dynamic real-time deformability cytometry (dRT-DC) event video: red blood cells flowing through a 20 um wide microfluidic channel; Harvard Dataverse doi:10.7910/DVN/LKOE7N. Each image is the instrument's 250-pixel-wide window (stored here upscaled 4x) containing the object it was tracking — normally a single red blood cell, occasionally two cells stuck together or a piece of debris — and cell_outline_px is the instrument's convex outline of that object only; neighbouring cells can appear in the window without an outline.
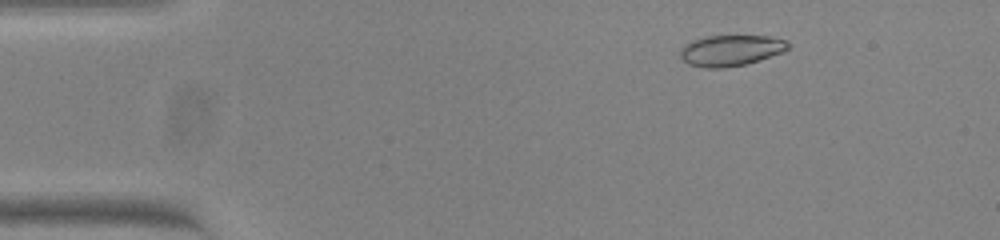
{"species": "common noctule bat (a hibernating species)", "species_latin": "Nyctalus noctula", "temperature_condition": "warm", "stored_images_in_passage": 54, "camera_frame_rate_fps": 3000, "um_per_image_px": 0.085, "animal": {"sex": "female", "body_mass_g": 23.0, "forearm_length_mm": 53.4}, "frame": {"image": 1, "passage_image": 8, "time_ms": 2.333, "image_size_px": [1000, 240], "cell_outline_px": [[792, 44], [784, 52], [744, 64], [720, 68], [708, 68], [688, 64], [680, 56], [680, 48], [692, 40], [704, 36], [768, 36], [788, 40]], "centroid_in_image_um": [62.14, 4.27], "position_along_channel_um": 22.9, "area_um2": 19.42}}
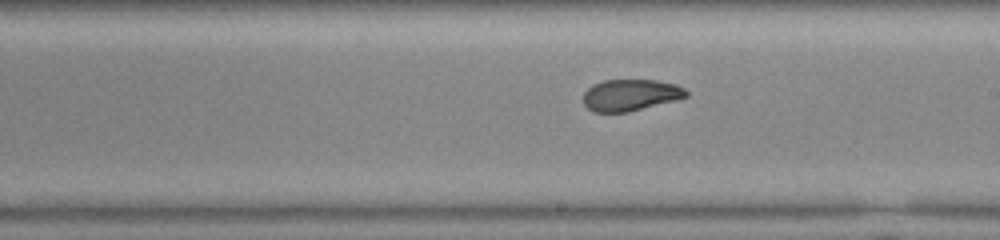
{"frame": {"image": 2, "passage_image": 31, "time_ms": 10.0, "image_size_px": [1000, 240], "cell_outline_px": [[688, 96], [676, 100], [628, 112], [592, 112], [584, 104], [584, 92], [592, 84], [604, 80], [656, 80], [676, 84], [684, 88], [688, 92]], "centroid_in_image_um": [53.59, 8.07], "position_along_channel_um": 235.4, "area_um2": 18.96}}
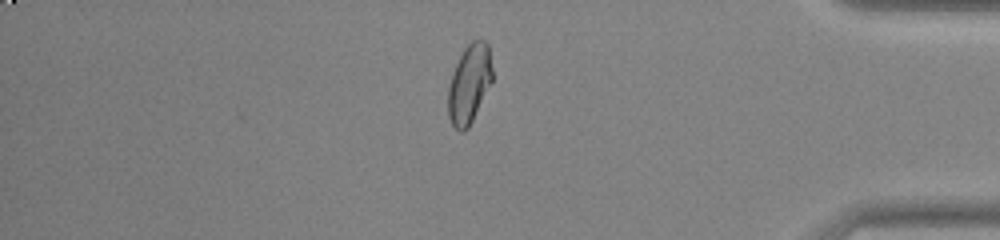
{"frame": {"image": 3, "passage_image": 46, "time_ms": 15.0, "image_size_px": [1000, 240], "cell_outline_px": [[492, 80], [468, 128], [464, 132], [460, 132], [452, 124], [448, 116], [448, 88], [452, 72], [464, 48], [472, 40], [484, 40], [488, 44], [492, 68]], "centroid_in_image_um": [39.87, 7.12], "position_along_channel_um": 395.3, "area_um2": 20.11}, "authors_computed_cell_mechanics": {"area_um2": 19.7965, "velocity_mm_per_s": 3.8321, "shape_relaxation_time_tau1_ms": 10.4014, "shape_relaxation_time_tau2_ms": 1.1576, "deformation_change_tau1": 0.2556, "deformation_change_tau2": 0.0505}}